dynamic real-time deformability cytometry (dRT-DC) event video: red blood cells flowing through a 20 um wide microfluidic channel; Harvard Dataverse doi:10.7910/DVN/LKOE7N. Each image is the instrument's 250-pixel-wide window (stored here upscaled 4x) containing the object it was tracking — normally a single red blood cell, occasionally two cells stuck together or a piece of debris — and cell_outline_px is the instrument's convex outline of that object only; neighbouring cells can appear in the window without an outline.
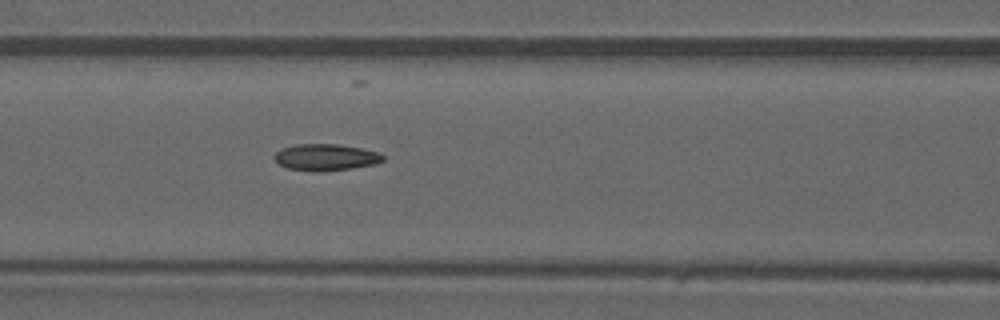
{"species": "common noctule bat (a hibernating species)", "species_latin": "Nyctalus noctula", "temperature_condition": "warm", "stored_images_in_passage": 30, "camera_frame_rate_fps": 3000, "um_per_image_px": 0.085, "animal": {"sex": "male", "forearm_length_mm": 52.5}, "frame": {"image": 1, "passage_image": 9, "time_ms": 2.667, "image_size_px": [1000, 320], "cell_outline_px": [[384, 160], [376, 164], [352, 168], [320, 172], [316, 172], [288, 168], [280, 164], [272, 156], [276, 152], [284, 148], [296, 144], [340, 144], [380, 152], [384, 156]], "centroid_in_image_um": [27.72, 13.37], "position_along_channel_um": 138.9, "area_um2": 16.88}}